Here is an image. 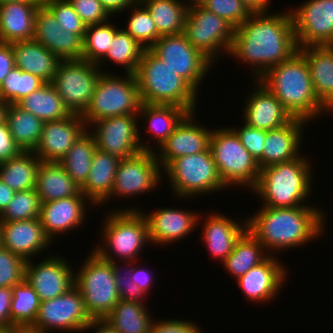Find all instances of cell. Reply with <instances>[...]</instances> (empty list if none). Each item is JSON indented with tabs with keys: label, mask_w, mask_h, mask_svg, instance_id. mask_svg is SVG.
<instances>
[{
	"label": "cell",
	"mask_w": 333,
	"mask_h": 333,
	"mask_svg": "<svg viewBox=\"0 0 333 333\" xmlns=\"http://www.w3.org/2000/svg\"><path fill=\"white\" fill-rule=\"evenodd\" d=\"M296 51L295 30L290 10L281 13H252L235 28L228 54L252 66L254 80L288 60Z\"/></svg>",
	"instance_id": "6da1fadb"
},
{
	"label": "cell",
	"mask_w": 333,
	"mask_h": 333,
	"mask_svg": "<svg viewBox=\"0 0 333 333\" xmlns=\"http://www.w3.org/2000/svg\"><path fill=\"white\" fill-rule=\"evenodd\" d=\"M316 205L286 208L261 207L247 216V230L267 254L299 247L324 234L325 215ZM270 250V251H269Z\"/></svg>",
	"instance_id": "7a4b0ae2"
},
{
	"label": "cell",
	"mask_w": 333,
	"mask_h": 333,
	"mask_svg": "<svg viewBox=\"0 0 333 333\" xmlns=\"http://www.w3.org/2000/svg\"><path fill=\"white\" fill-rule=\"evenodd\" d=\"M259 81L276 96L293 118L308 122L323 112L329 113L316 96L309 65L299 51L269 69Z\"/></svg>",
	"instance_id": "3957f363"
},
{
	"label": "cell",
	"mask_w": 333,
	"mask_h": 333,
	"mask_svg": "<svg viewBox=\"0 0 333 333\" xmlns=\"http://www.w3.org/2000/svg\"><path fill=\"white\" fill-rule=\"evenodd\" d=\"M302 154L291 161L260 169L256 186L251 190L263 201L261 206L286 208L307 205L312 187L311 161ZM309 161V162H308ZM305 202V203H303Z\"/></svg>",
	"instance_id": "277c9868"
},
{
	"label": "cell",
	"mask_w": 333,
	"mask_h": 333,
	"mask_svg": "<svg viewBox=\"0 0 333 333\" xmlns=\"http://www.w3.org/2000/svg\"><path fill=\"white\" fill-rule=\"evenodd\" d=\"M135 75L142 103L176 105L196 112L198 92L149 49L144 51Z\"/></svg>",
	"instance_id": "5b68a950"
},
{
	"label": "cell",
	"mask_w": 333,
	"mask_h": 333,
	"mask_svg": "<svg viewBox=\"0 0 333 333\" xmlns=\"http://www.w3.org/2000/svg\"><path fill=\"white\" fill-rule=\"evenodd\" d=\"M129 208H115L105 216L101 232L104 241L92 250L107 261L118 263L116 258H119V262H134L143 246L150 244L144 212L133 206Z\"/></svg>",
	"instance_id": "8992f818"
},
{
	"label": "cell",
	"mask_w": 333,
	"mask_h": 333,
	"mask_svg": "<svg viewBox=\"0 0 333 333\" xmlns=\"http://www.w3.org/2000/svg\"><path fill=\"white\" fill-rule=\"evenodd\" d=\"M141 104L135 74L126 73L120 77L105 71L101 73L91 102L81 117L90 129L92 123L103 118L137 115Z\"/></svg>",
	"instance_id": "52a82bcc"
},
{
	"label": "cell",
	"mask_w": 333,
	"mask_h": 333,
	"mask_svg": "<svg viewBox=\"0 0 333 333\" xmlns=\"http://www.w3.org/2000/svg\"><path fill=\"white\" fill-rule=\"evenodd\" d=\"M89 255L79 271H74V286L82 294L91 318L104 320L120 300L113 264L93 250Z\"/></svg>",
	"instance_id": "ba28073f"
},
{
	"label": "cell",
	"mask_w": 333,
	"mask_h": 333,
	"mask_svg": "<svg viewBox=\"0 0 333 333\" xmlns=\"http://www.w3.org/2000/svg\"><path fill=\"white\" fill-rule=\"evenodd\" d=\"M209 148L218 174L227 188L239 185L252 190L256 186L260 174L258 164L232 127L212 130Z\"/></svg>",
	"instance_id": "9c48e42d"
},
{
	"label": "cell",
	"mask_w": 333,
	"mask_h": 333,
	"mask_svg": "<svg viewBox=\"0 0 333 333\" xmlns=\"http://www.w3.org/2000/svg\"><path fill=\"white\" fill-rule=\"evenodd\" d=\"M162 171L167 173L173 193L183 199L227 188L218 174L210 148L173 159Z\"/></svg>",
	"instance_id": "30bf717a"
},
{
	"label": "cell",
	"mask_w": 333,
	"mask_h": 333,
	"mask_svg": "<svg viewBox=\"0 0 333 333\" xmlns=\"http://www.w3.org/2000/svg\"><path fill=\"white\" fill-rule=\"evenodd\" d=\"M102 72L96 63L84 59L58 63L51 83L71 114H84Z\"/></svg>",
	"instance_id": "8fae6325"
},
{
	"label": "cell",
	"mask_w": 333,
	"mask_h": 333,
	"mask_svg": "<svg viewBox=\"0 0 333 333\" xmlns=\"http://www.w3.org/2000/svg\"><path fill=\"white\" fill-rule=\"evenodd\" d=\"M235 28L222 17L208 11L202 5L187 9L183 34L192 46L212 63L221 52L230 51ZM221 50V51H220Z\"/></svg>",
	"instance_id": "7c38bea8"
},
{
	"label": "cell",
	"mask_w": 333,
	"mask_h": 333,
	"mask_svg": "<svg viewBox=\"0 0 333 333\" xmlns=\"http://www.w3.org/2000/svg\"><path fill=\"white\" fill-rule=\"evenodd\" d=\"M149 50L197 92L200 88L199 84L209 73L208 70L213 64L192 46L183 33L161 36Z\"/></svg>",
	"instance_id": "4fadbf2b"
},
{
	"label": "cell",
	"mask_w": 333,
	"mask_h": 333,
	"mask_svg": "<svg viewBox=\"0 0 333 333\" xmlns=\"http://www.w3.org/2000/svg\"><path fill=\"white\" fill-rule=\"evenodd\" d=\"M92 320L82 294L73 286L59 297L41 301L38 315L30 329L42 333L54 329L72 333L83 332Z\"/></svg>",
	"instance_id": "5bb4252c"
},
{
	"label": "cell",
	"mask_w": 333,
	"mask_h": 333,
	"mask_svg": "<svg viewBox=\"0 0 333 333\" xmlns=\"http://www.w3.org/2000/svg\"><path fill=\"white\" fill-rule=\"evenodd\" d=\"M138 118V119H136ZM137 115L112 116L92 123L96 147L104 152L113 154L120 159L138 154L142 150L156 151L150 143L141 142ZM96 125V126H95ZM95 126V127H94Z\"/></svg>",
	"instance_id": "9a60e30c"
},
{
	"label": "cell",
	"mask_w": 333,
	"mask_h": 333,
	"mask_svg": "<svg viewBox=\"0 0 333 333\" xmlns=\"http://www.w3.org/2000/svg\"><path fill=\"white\" fill-rule=\"evenodd\" d=\"M161 169L155 151L142 150L134 156L121 159L109 199L118 196L127 199L154 191L163 179Z\"/></svg>",
	"instance_id": "2e32d148"
},
{
	"label": "cell",
	"mask_w": 333,
	"mask_h": 333,
	"mask_svg": "<svg viewBox=\"0 0 333 333\" xmlns=\"http://www.w3.org/2000/svg\"><path fill=\"white\" fill-rule=\"evenodd\" d=\"M290 12L298 48L333 45V0H308Z\"/></svg>",
	"instance_id": "e0dca14e"
},
{
	"label": "cell",
	"mask_w": 333,
	"mask_h": 333,
	"mask_svg": "<svg viewBox=\"0 0 333 333\" xmlns=\"http://www.w3.org/2000/svg\"><path fill=\"white\" fill-rule=\"evenodd\" d=\"M45 258L39 264L27 260L25 266V279L38 294L40 301L59 297L74 286V268L66 259L59 255Z\"/></svg>",
	"instance_id": "ac0fdd59"
},
{
	"label": "cell",
	"mask_w": 333,
	"mask_h": 333,
	"mask_svg": "<svg viewBox=\"0 0 333 333\" xmlns=\"http://www.w3.org/2000/svg\"><path fill=\"white\" fill-rule=\"evenodd\" d=\"M196 112L188 113L175 127L173 133L160 145L155 155L162 170L181 156L204 152L209 148L212 129L200 126L195 119ZM159 155V157H158Z\"/></svg>",
	"instance_id": "d6986e66"
},
{
	"label": "cell",
	"mask_w": 333,
	"mask_h": 333,
	"mask_svg": "<svg viewBox=\"0 0 333 333\" xmlns=\"http://www.w3.org/2000/svg\"><path fill=\"white\" fill-rule=\"evenodd\" d=\"M82 39L79 34L63 30L45 6L37 9L33 40L42 44L60 61L82 59Z\"/></svg>",
	"instance_id": "ffe728a7"
},
{
	"label": "cell",
	"mask_w": 333,
	"mask_h": 333,
	"mask_svg": "<svg viewBox=\"0 0 333 333\" xmlns=\"http://www.w3.org/2000/svg\"><path fill=\"white\" fill-rule=\"evenodd\" d=\"M87 130L80 115L44 122L39 144L33 151L43 162H59Z\"/></svg>",
	"instance_id": "44dd1931"
},
{
	"label": "cell",
	"mask_w": 333,
	"mask_h": 333,
	"mask_svg": "<svg viewBox=\"0 0 333 333\" xmlns=\"http://www.w3.org/2000/svg\"><path fill=\"white\" fill-rule=\"evenodd\" d=\"M278 260L273 254L269 255L236 280L247 300L253 303H268L279 295L280 289L287 281L288 272Z\"/></svg>",
	"instance_id": "7402d4cb"
},
{
	"label": "cell",
	"mask_w": 333,
	"mask_h": 333,
	"mask_svg": "<svg viewBox=\"0 0 333 333\" xmlns=\"http://www.w3.org/2000/svg\"><path fill=\"white\" fill-rule=\"evenodd\" d=\"M256 82L254 92L245 99L243 111L244 123L248 126L262 129H277L288 124L293 117L284 108L276 96L259 80Z\"/></svg>",
	"instance_id": "603a6c76"
},
{
	"label": "cell",
	"mask_w": 333,
	"mask_h": 333,
	"mask_svg": "<svg viewBox=\"0 0 333 333\" xmlns=\"http://www.w3.org/2000/svg\"><path fill=\"white\" fill-rule=\"evenodd\" d=\"M148 222L150 244H173L175 241L185 238L199 225L203 219L200 213L178 210L175 208H160L159 210L145 214Z\"/></svg>",
	"instance_id": "cb8c5ba5"
},
{
	"label": "cell",
	"mask_w": 333,
	"mask_h": 333,
	"mask_svg": "<svg viewBox=\"0 0 333 333\" xmlns=\"http://www.w3.org/2000/svg\"><path fill=\"white\" fill-rule=\"evenodd\" d=\"M87 200L80 192L76 196L41 203L39 220L46 236L52 241L58 234L80 227L86 220Z\"/></svg>",
	"instance_id": "d4e9b609"
},
{
	"label": "cell",
	"mask_w": 333,
	"mask_h": 333,
	"mask_svg": "<svg viewBox=\"0 0 333 333\" xmlns=\"http://www.w3.org/2000/svg\"><path fill=\"white\" fill-rule=\"evenodd\" d=\"M305 124L307 121L293 118L280 128L266 131L263 154L257 161L259 169L298 158Z\"/></svg>",
	"instance_id": "484cf974"
},
{
	"label": "cell",
	"mask_w": 333,
	"mask_h": 333,
	"mask_svg": "<svg viewBox=\"0 0 333 333\" xmlns=\"http://www.w3.org/2000/svg\"><path fill=\"white\" fill-rule=\"evenodd\" d=\"M52 242L46 236L39 218L2 222V247L26 261L44 249L47 250L46 247Z\"/></svg>",
	"instance_id": "4316f807"
},
{
	"label": "cell",
	"mask_w": 333,
	"mask_h": 333,
	"mask_svg": "<svg viewBox=\"0 0 333 333\" xmlns=\"http://www.w3.org/2000/svg\"><path fill=\"white\" fill-rule=\"evenodd\" d=\"M203 222L205 223H203L204 227L201 230L206 249L213 259L223 262L232 252L237 239L247 229V217L243 223H238L222 213L216 212L215 214L210 213Z\"/></svg>",
	"instance_id": "83f0119b"
},
{
	"label": "cell",
	"mask_w": 333,
	"mask_h": 333,
	"mask_svg": "<svg viewBox=\"0 0 333 333\" xmlns=\"http://www.w3.org/2000/svg\"><path fill=\"white\" fill-rule=\"evenodd\" d=\"M298 51L309 65L317 98L333 113V45L307 46Z\"/></svg>",
	"instance_id": "f1b7e54d"
},
{
	"label": "cell",
	"mask_w": 333,
	"mask_h": 333,
	"mask_svg": "<svg viewBox=\"0 0 333 333\" xmlns=\"http://www.w3.org/2000/svg\"><path fill=\"white\" fill-rule=\"evenodd\" d=\"M121 159L113 154L99 150L92 157V166L81 193L95 206L109 201L114 178Z\"/></svg>",
	"instance_id": "f546056e"
},
{
	"label": "cell",
	"mask_w": 333,
	"mask_h": 333,
	"mask_svg": "<svg viewBox=\"0 0 333 333\" xmlns=\"http://www.w3.org/2000/svg\"><path fill=\"white\" fill-rule=\"evenodd\" d=\"M38 8L21 2L0 3V42L32 40Z\"/></svg>",
	"instance_id": "4dcf8cb0"
},
{
	"label": "cell",
	"mask_w": 333,
	"mask_h": 333,
	"mask_svg": "<svg viewBox=\"0 0 333 333\" xmlns=\"http://www.w3.org/2000/svg\"><path fill=\"white\" fill-rule=\"evenodd\" d=\"M12 50L16 68L52 82L60 60L51 51L33 39L13 43Z\"/></svg>",
	"instance_id": "1f68e13d"
},
{
	"label": "cell",
	"mask_w": 333,
	"mask_h": 333,
	"mask_svg": "<svg viewBox=\"0 0 333 333\" xmlns=\"http://www.w3.org/2000/svg\"><path fill=\"white\" fill-rule=\"evenodd\" d=\"M35 190L42 203L76 196L81 188L58 162L39 164Z\"/></svg>",
	"instance_id": "d6a6232c"
},
{
	"label": "cell",
	"mask_w": 333,
	"mask_h": 333,
	"mask_svg": "<svg viewBox=\"0 0 333 333\" xmlns=\"http://www.w3.org/2000/svg\"><path fill=\"white\" fill-rule=\"evenodd\" d=\"M188 113L185 108L176 105L142 103L137 116L144 118L146 129L153 134L154 145L159 148Z\"/></svg>",
	"instance_id": "836d02e7"
},
{
	"label": "cell",
	"mask_w": 333,
	"mask_h": 333,
	"mask_svg": "<svg viewBox=\"0 0 333 333\" xmlns=\"http://www.w3.org/2000/svg\"><path fill=\"white\" fill-rule=\"evenodd\" d=\"M40 162L33 151H22L0 163V180L15 192L35 189Z\"/></svg>",
	"instance_id": "e575fe53"
},
{
	"label": "cell",
	"mask_w": 333,
	"mask_h": 333,
	"mask_svg": "<svg viewBox=\"0 0 333 333\" xmlns=\"http://www.w3.org/2000/svg\"><path fill=\"white\" fill-rule=\"evenodd\" d=\"M16 105L43 122L56 121L71 115L51 82L23 97Z\"/></svg>",
	"instance_id": "d590c367"
},
{
	"label": "cell",
	"mask_w": 333,
	"mask_h": 333,
	"mask_svg": "<svg viewBox=\"0 0 333 333\" xmlns=\"http://www.w3.org/2000/svg\"><path fill=\"white\" fill-rule=\"evenodd\" d=\"M264 252L267 253L263 245L246 229L222 264L224 263V269L237 280L269 256Z\"/></svg>",
	"instance_id": "8d00e7d4"
},
{
	"label": "cell",
	"mask_w": 333,
	"mask_h": 333,
	"mask_svg": "<svg viewBox=\"0 0 333 333\" xmlns=\"http://www.w3.org/2000/svg\"><path fill=\"white\" fill-rule=\"evenodd\" d=\"M144 303L119 300L104 319L117 333H150L154 319Z\"/></svg>",
	"instance_id": "74e56055"
},
{
	"label": "cell",
	"mask_w": 333,
	"mask_h": 333,
	"mask_svg": "<svg viewBox=\"0 0 333 333\" xmlns=\"http://www.w3.org/2000/svg\"><path fill=\"white\" fill-rule=\"evenodd\" d=\"M6 123L15 143L22 151L35 150L42 134V120L16 104H9Z\"/></svg>",
	"instance_id": "f35d334b"
},
{
	"label": "cell",
	"mask_w": 333,
	"mask_h": 333,
	"mask_svg": "<svg viewBox=\"0 0 333 333\" xmlns=\"http://www.w3.org/2000/svg\"><path fill=\"white\" fill-rule=\"evenodd\" d=\"M91 130H86L58 162L81 188L88 179L96 141Z\"/></svg>",
	"instance_id": "ab89813d"
},
{
	"label": "cell",
	"mask_w": 333,
	"mask_h": 333,
	"mask_svg": "<svg viewBox=\"0 0 333 333\" xmlns=\"http://www.w3.org/2000/svg\"><path fill=\"white\" fill-rule=\"evenodd\" d=\"M149 11L161 36L183 33L187 15L184 0H139Z\"/></svg>",
	"instance_id": "60d3db41"
},
{
	"label": "cell",
	"mask_w": 333,
	"mask_h": 333,
	"mask_svg": "<svg viewBox=\"0 0 333 333\" xmlns=\"http://www.w3.org/2000/svg\"><path fill=\"white\" fill-rule=\"evenodd\" d=\"M145 50V47L124 29L120 28L115 33L107 54L97 65L99 69L102 70L101 63H104V61L108 59V61H112L115 65L119 64L121 67L123 65L126 73L135 74Z\"/></svg>",
	"instance_id": "b9f144b4"
},
{
	"label": "cell",
	"mask_w": 333,
	"mask_h": 333,
	"mask_svg": "<svg viewBox=\"0 0 333 333\" xmlns=\"http://www.w3.org/2000/svg\"><path fill=\"white\" fill-rule=\"evenodd\" d=\"M38 294L24 279L12 287L11 327L30 328L38 315L40 306Z\"/></svg>",
	"instance_id": "7bdbcfd3"
},
{
	"label": "cell",
	"mask_w": 333,
	"mask_h": 333,
	"mask_svg": "<svg viewBox=\"0 0 333 333\" xmlns=\"http://www.w3.org/2000/svg\"><path fill=\"white\" fill-rule=\"evenodd\" d=\"M108 22L86 27L82 59L97 64L107 54L115 33L120 29Z\"/></svg>",
	"instance_id": "ee69618b"
},
{
	"label": "cell",
	"mask_w": 333,
	"mask_h": 333,
	"mask_svg": "<svg viewBox=\"0 0 333 333\" xmlns=\"http://www.w3.org/2000/svg\"><path fill=\"white\" fill-rule=\"evenodd\" d=\"M43 84L45 82L39 77L14 67L0 86V98L9 104H16Z\"/></svg>",
	"instance_id": "f6af8a7d"
},
{
	"label": "cell",
	"mask_w": 333,
	"mask_h": 333,
	"mask_svg": "<svg viewBox=\"0 0 333 333\" xmlns=\"http://www.w3.org/2000/svg\"><path fill=\"white\" fill-rule=\"evenodd\" d=\"M127 26L123 29L138 41L145 49H149L160 37L155 22L148 9L138 1L133 5Z\"/></svg>",
	"instance_id": "bcb514c9"
},
{
	"label": "cell",
	"mask_w": 333,
	"mask_h": 333,
	"mask_svg": "<svg viewBox=\"0 0 333 333\" xmlns=\"http://www.w3.org/2000/svg\"><path fill=\"white\" fill-rule=\"evenodd\" d=\"M41 200L35 189L15 192L6 209L0 214L1 222L39 218Z\"/></svg>",
	"instance_id": "7dc6e473"
},
{
	"label": "cell",
	"mask_w": 333,
	"mask_h": 333,
	"mask_svg": "<svg viewBox=\"0 0 333 333\" xmlns=\"http://www.w3.org/2000/svg\"><path fill=\"white\" fill-rule=\"evenodd\" d=\"M44 6L55 16L63 30L84 37L87 25L80 19L69 0H45Z\"/></svg>",
	"instance_id": "c3c4849f"
},
{
	"label": "cell",
	"mask_w": 333,
	"mask_h": 333,
	"mask_svg": "<svg viewBox=\"0 0 333 333\" xmlns=\"http://www.w3.org/2000/svg\"><path fill=\"white\" fill-rule=\"evenodd\" d=\"M26 260L0 247V287H13L25 279Z\"/></svg>",
	"instance_id": "681fc988"
},
{
	"label": "cell",
	"mask_w": 333,
	"mask_h": 333,
	"mask_svg": "<svg viewBox=\"0 0 333 333\" xmlns=\"http://www.w3.org/2000/svg\"><path fill=\"white\" fill-rule=\"evenodd\" d=\"M202 6L225 19L234 28L239 27L252 14L241 0H207Z\"/></svg>",
	"instance_id": "f907efd6"
},
{
	"label": "cell",
	"mask_w": 333,
	"mask_h": 333,
	"mask_svg": "<svg viewBox=\"0 0 333 333\" xmlns=\"http://www.w3.org/2000/svg\"><path fill=\"white\" fill-rule=\"evenodd\" d=\"M126 263H127L126 268L128 267V269H125L126 270L125 271L124 269L121 270V268H120L121 266H119L116 262H112L113 271L115 274L116 286H117L120 300L143 303L144 302L143 299H145L144 297H146V295L133 282V280L131 278L133 262H126ZM129 265H130V267H129Z\"/></svg>",
	"instance_id": "816d5d0a"
},
{
	"label": "cell",
	"mask_w": 333,
	"mask_h": 333,
	"mask_svg": "<svg viewBox=\"0 0 333 333\" xmlns=\"http://www.w3.org/2000/svg\"><path fill=\"white\" fill-rule=\"evenodd\" d=\"M69 2L87 26L106 22L112 17L99 0H69Z\"/></svg>",
	"instance_id": "f5cc1de1"
},
{
	"label": "cell",
	"mask_w": 333,
	"mask_h": 333,
	"mask_svg": "<svg viewBox=\"0 0 333 333\" xmlns=\"http://www.w3.org/2000/svg\"><path fill=\"white\" fill-rule=\"evenodd\" d=\"M240 139L242 145L249 151L257 162L263 154L266 130L248 126L246 123L241 128H232Z\"/></svg>",
	"instance_id": "db71d44e"
},
{
	"label": "cell",
	"mask_w": 333,
	"mask_h": 333,
	"mask_svg": "<svg viewBox=\"0 0 333 333\" xmlns=\"http://www.w3.org/2000/svg\"><path fill=\"white\" fill-rule=\"evenodd\" d=\"M150 333H202L193 321L165 319L162 321L153 322Z\"/></svg>",
	"instance_id": "11a10c76"
},
{
	"label": "cell",
	"mask_w": 333,
	"mask_h": 333,
	"mask_svg": "<svg viewBox=\"0 0 333 333\" xmlns=\"http://www.w3.org/2000/svg\"><path fill=\"white\" fill-rule=\"evenodd\" d=\"M22 152L15 143L7 123L0 124V163L16 157Z\"/></svg>",
	"instance_id": "9f6ffc18"
},
{
	"label": "cell",
	"mask_w": 333,
	"mask_h": 333,
	"mask_svg": "<svg viewBox=\"0 0 333 333\" xmlns=\"http://www.w3.org/2000/svg\"><path fill=\"white\" fill-rule=\"evenodd\" d=\"M12 287H0V327H11Z\"/></svg>",
	"instance_id": "6f0895ef"
},
{
	"label": "cell",
	"mask_w": 333,
	"mask_h": 333,
	"mask_svg": "<svg viewBox=\"0 0 333 333\" xmlns=\"http://www.w3.org/2000/svg\"><path fill=\"white\" fill-rule=\"evenodd\" d=\"M14 67L15 61L12 44L0 42V86Z\"/></svg>",
	"instance_id": "680465c9"
},
{
	"label": "cell",
	"mask_w": 333,
	"mask_h": 333,
	"mask_svg": "<svg viewBox=\"0 0 333 333\" xmlns=\"http://www.w3.org/2000/svg\"><path fill=\"white\" fill-rule=\"evenodd\" d=\"M135 263L137 264V261L133 262L131 278L133 282L144 292V294L148 295L149 290L152 288L151 285L154 282L151 274L152 272L150 269L147 270V268H140L138 266L135 267Z\"/></svg>",
	"instance_id": "91938a15"
},
{
	"label": "cell",
	"mask_w": 333,
	"mask_h": 333,
	"mask_svg": "<svg viewBox=\"0 0 333 333\" xmlns=\"http://www.w3.org/2000/svg\"><path fill=\"white\" fill-rule=\"evenodd\" d=\"M110 15L129 10L139 0H99Z\"/></svg>",
	"instance_id": "94428289"
},
{
	"label": "cell",
	"mask_w": 333,
	"mask_h": 333,
	"mask_svg": "<svg viewBox=\"0 0 333 333\" xmlns=\"http://www.w3.org/2000/svg\"><path fill=\"white\" fill-rule=\"evenodd\" d=\"M251 13H267L271 0H241Z\"/></svg>",
	"instance_id": "6125c7cd"
},
{
	"label": "cell",
	"mask_w": 333,
	"mask_h": 333,
	"mask_svg": "<svg viewBox=\"0 0 333 333\" xmlns=\"http://www.w3.org/2000/svg\"><path fill=\"white\" fill-rule=\"evenodd\" d=\"M14 194L15 191L0 180V214L6 209Z\"/></svg>",
	"instance_id": "be15d7a7"
},
{
	"label": "cell",
	"mask_w": 333,
	"mask_h": 333,
	"mask_svg": "<svg viewBox=\"0 0 333 333\" xmlns=\"http://www.w3.org/2000/svg\"><path fill=\"white\" fill-rule=\"evenodd\" d=\"M93 328L95 333H117L105 320H92L83 331Z\"/></svg>",
	"instance_id": "e7e4bbea"
},
{
	"label": "cell",
	"mask_w": 333,
	"mask_h": 333,
	"mask_svg": "<svg viewBox=\"0 0 333 333\" xmlns=\"http://www.w3.org/2000/svg\"><path fill=\"white\" fill-rule=\"evenodd\" d=\"M6 2H21L29 5H34L35 7H42L44 6L45 0H0V3Z\"/></svg>",
	"instance_id": "03108f58"
},
{
	"label": "cell",
	"mask_w": 333,
	"mask_h": 333,
	"mask_svg": "<svg viewBox=\"0 0 333 333\" xmlns=\"http://www.w3.org/2000/svg\"><path fill=\"white\" fill-rule=\"evenodd\" d=\"M9 103L0 98V124L6 122V114Z\"/></svg>",
	"instance_id": "003e7915"
},
{
	"label": "cell",
	"mask_w": 333,
	"mask_h": 333,
	"mask_svg": "<svg viewBox=\"0 0 333 333\" xmlns=\"http://www.w3.org/2000/svg\"><path fill=\"white\" fill-rule=\"evenodd\" d=\"M207 0H188L186 2L187 7L197 6V5H203Z\"/></svg>",
	"instance_id": "a7ac6f4b"
},
{
	"label": "cell",
	"mask_w": 333,
	"mask_h": 333,
	"mask_svg": "<svg viewBox=\"0 0 333 333\" xmlns=\"http://www.w3.org/2000/svg\"><path fill=\"white\" fill-rule=\"evenodd\" d=\"M13 333H42L30 328H15Z\"/></svg>",
	"instance_id": "89a4df30"
},
{
	"label": "cell",
	"mask_w": 333,
	"mask_h": 333,
	"mask_svg": "<svg viewBox=\"0 0 333 333\" xmlns=\"http://www.w3.org/2000/svg\"><path fill=\"white\" fill-rule=\"evenodd\" d=\"M14 329L13 327H0V333H13Z\"/></svg>",
	"instance_id": "2644e50d"
},
{
	"label": "cell",
	"mask_w": 333,
	"mask_h": 333,
	"mask_svg": "<svg viewBox=\"0 0 333 333\" xmlns=\"http://www.w3.org/2000/svg\"><path fill=\"white\" fill-rule=\"evenodd\" d=\"M2 246V222L0 221V247Z\"/></svg>",
	"instance_id": "8c879c8a"
}]
</instances>
